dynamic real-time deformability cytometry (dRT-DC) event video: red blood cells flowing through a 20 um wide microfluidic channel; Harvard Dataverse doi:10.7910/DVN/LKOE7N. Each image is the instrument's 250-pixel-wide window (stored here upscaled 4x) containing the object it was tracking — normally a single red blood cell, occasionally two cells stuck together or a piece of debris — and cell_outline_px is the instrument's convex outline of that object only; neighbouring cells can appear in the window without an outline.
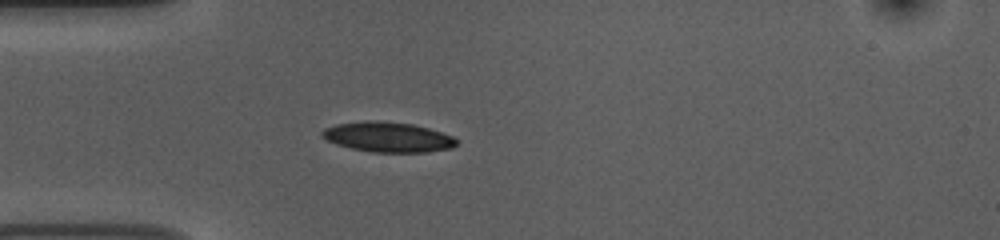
{"species": "common noctule bat (a hibernating species)", "species_latin": "Nyctalus noctula", "temperature_condition": "room temperature", "stored_images_in_passage": 44, "camera_frame_rate_fps": 3000, "um_per_image_px": 0.085, "animal": {"sex": "female", "body_mass_g": 10.0, "forearm_length_mm": 53.1}, "frame": {"image": 1, "passage_image": 8, "time_ms": 2.333, "image_size_px": [1000, 240], "cell_outline_px": [[456, 144], [452, 148], [428, 152], [372, 152], [352, 148], [336, 144], [320, 136], [320, 132], [324, 128], [336, 124], [364, 120], [376, 120], [412, 124], [428, 128], [452, 136], [456, 140]], "centroid_in_image_um": [32.93, 11.64], "position_along_channel_um": 52.1, "area_um2": 23.52}}
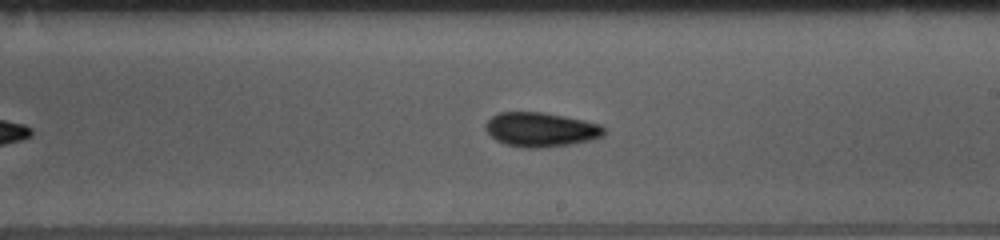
{"frame": {"image": 2, "passage_image": 24, "time_ms": 7.667, "image_size_px": [1000, 240], "cell_outline_px": [[604, 136], [592, 140], [568, 144], [540, 148], [524, 148], [504, 144], [488, 136], [484, 128], [484, 124], [492, 116], [500, 112], [540, 112], [564, 116], [584, 120], [600, 124], [604, 128]], "centroid_in_image_um": [45.92, 11.02], "position_along_channel_um": 243.1, "area_um2": 23.87}}
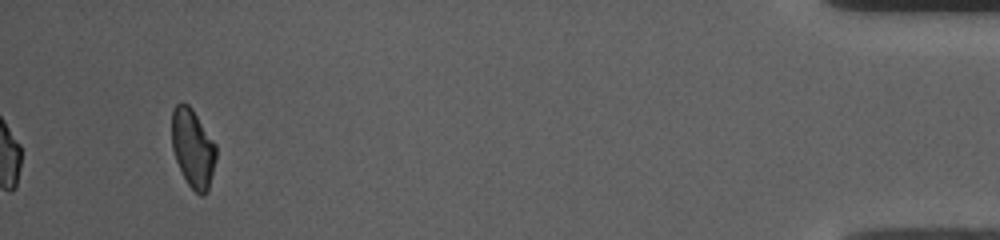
{"frame": {"image": 3, "passage_image": 44, "time_ms": 14.333, "image_size_px": [1000, 240], "cell_outline_px": [[216, 160], [208, 192], [204, 196], [200, 196], [188, 184], [176, 160], [172, 148], [172, 112], [176, 104], [180, 100], [188, 104], [192, 108], [216, 144]], "centroid_in_image_um": [16.4, 12.59], "position_along_channel_um": 418.8, "area_um2": 20.4}, "authors_computed_cell_mechanics": {"area_um2": 22.2241, "velocity_mm_per_s": 3.7344, "shape_relaxation_time_tau1_ms": 4.2189, "shape_relaxation_time_tau2_ms": 6.2724, "deformation_change_tau1": 0.1308, "deformation_change_tau2": 0.0951}}